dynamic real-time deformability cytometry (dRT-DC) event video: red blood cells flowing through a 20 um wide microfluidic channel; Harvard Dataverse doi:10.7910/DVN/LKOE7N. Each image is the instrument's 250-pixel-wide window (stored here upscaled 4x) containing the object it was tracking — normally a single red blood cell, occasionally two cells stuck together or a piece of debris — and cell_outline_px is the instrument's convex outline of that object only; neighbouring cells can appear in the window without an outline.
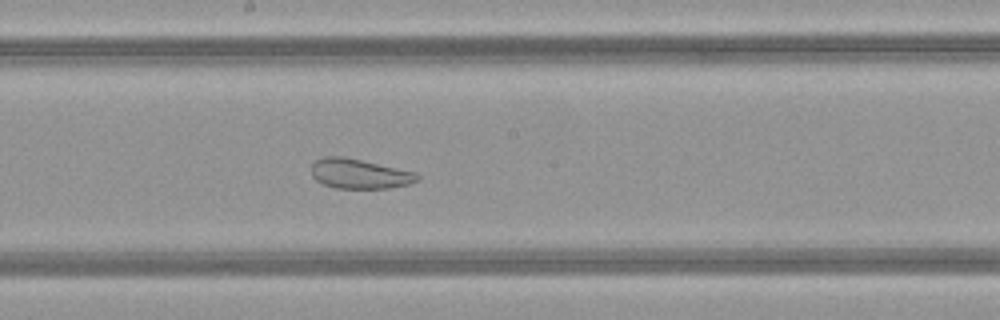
{"species": "common noctule bat (a hibernating species)", "species_latin": "Nyctalus noctula", "temperature_condition": "warm", "stored_images_in_passage": 50, "camera_frame_rate_fps": 3000, "um_per_image_px": 0.085, "animal": {"sex": "female", "body_mass_g": 21.9}, "frame": {"image": 1, "passage_image": 27, "time_ms": 8.667, "image_size_px": [1000, 320], "cell_outline_px": [[420, 180], [408, 184], [388, 188], [336, 188], [324, 184], [316, 180], [312, 176], [312, 164], [320, 156], [344, 156], [416, 172], [420, 176]], "centroid_in_image_um": [30.55, 14.76], "position_along_channel_um": 217.6, "area_um2": 18.44}}
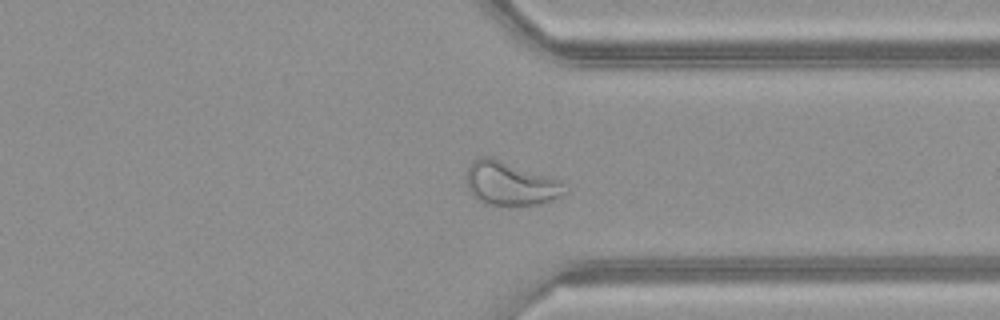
{"frame": {"image": 2, "passage_image": 38, "time_ms": 12.333, "image_size_px": [1000, 320], "cell_outline_px": [[568, 192], [552, 200], [536, 204], [488, 204], [480, 200], [468, 188], [468, 168], [472, 160], [476, 156], [492, 156], [552, 176], [560, 180]], "centroid_in_image_um": [43.42, 15.54], "position_along_channel_um": 368.0, "area_um2": 24.91}}
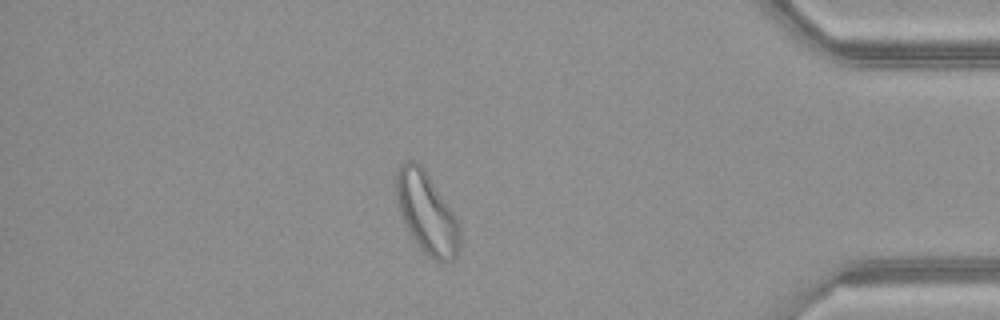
{"frame": {"image": 3, "passage_image": 43, "time_ms": 14.0, "image_size_px": [1000, 320], "cell_outline_px": [[460, 244], [456, 256], [452, 260], [436, 260], [424, 252], [420, 248], [412, 236], [400, 212], [396, 196], [396, 172], [400, 164], [404, 160], [412, 160], [420, 164], [424, 168], [452, 212], [460, 228]], "centroid_in_image_um": [36.25, 18.06], "position_along_channel_um": 398.9, "area_um2": 29.36}, "authors_computed_cell_mechanics": {"area_um2": 29.2179, "velocity_mm_per_s": 4.1257, "shape_relaxation_time_tau1_ms": null, "shape_relaxation_time_tau2_ms": 1.1709, "deformation_change_tau1": null, "deformation_change_tau2": 0.079}}